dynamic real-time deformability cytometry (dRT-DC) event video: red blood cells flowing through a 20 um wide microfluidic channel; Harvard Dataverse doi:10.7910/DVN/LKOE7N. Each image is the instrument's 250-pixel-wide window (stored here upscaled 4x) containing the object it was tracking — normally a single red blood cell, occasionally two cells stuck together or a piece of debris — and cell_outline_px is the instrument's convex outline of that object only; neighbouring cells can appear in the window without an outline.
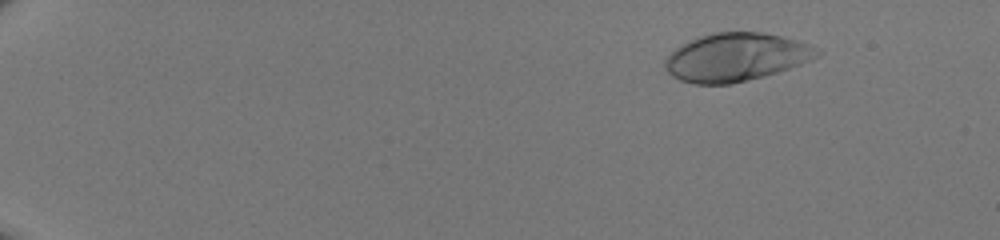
{"species": "human", "species_latin": "Homo sapiens", "temperature_condition": "room temperature", "stored_images_in_passage": 51, "camera_frame_rate_fps": 3000, "um_per_image_px": 0.085, "donor": {"sex": "male"}, "frame": {"image": 1, "passage_image": 8, "time_ms": 2.333, "image_size_px": [1000, 240], "cell_outline_px": [[820, 52], [816, 56], [800, 64], [764, 76], [732, 84], [692, 84], [680, 80], [672, 76], [664, 68], [664, 60], [676, 48], [700, 36], [712, 32], [764, 32], [784, 36], [800, 40], [812, 44]], "centroid_in_image_um": [62.55, 4.85], "position_along_channel_um": 22.4, "area_um2": 42.6}}
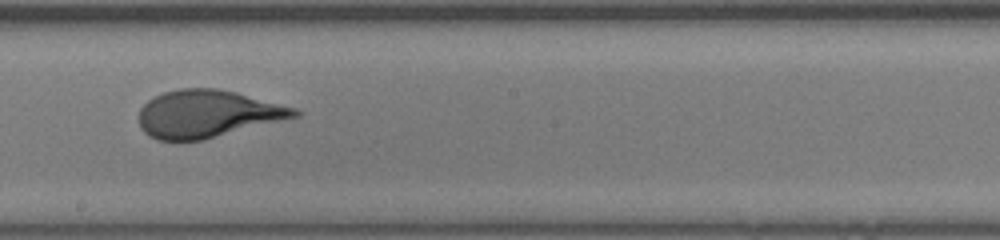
{"frame": {"image": 2, "passage_image": 33, "time_ms": 10.667, "image_size_px": [1000, 240], "cell_outline_px": [[304, 112], [300, 116], [204, 140], [156, 140], [148, 136], [140, 128], [140, 108], [148, 100], [164, 92], [180, 88], [216, 88], [236, 92], [296, 108]], "centroid_in_image_um": [17.65, 9.68], "position_along_channel_um": 230.5, "area_um2": 43.12}}
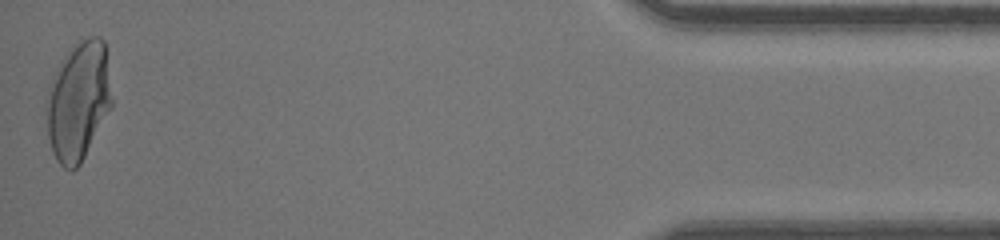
{"frame": {"image": 3, "passage_image": 51, "time_ms": 16.667, "image_size_px": [1000, 240], "cell_outline_px": [[112, 108], [80, 164], [72, 172], [64, 168], [56, 160], [52, 152], [48, 136], [44, 104], [44, 100], [48, 88], [60, 60], [72, 44], [88, 36], [100, 36], [104, 40], [112, 100]], "centroid_in_image_um": [6.63, 8.58], "position_along_channel_um": 428.6, "area_um2": 46.07}}